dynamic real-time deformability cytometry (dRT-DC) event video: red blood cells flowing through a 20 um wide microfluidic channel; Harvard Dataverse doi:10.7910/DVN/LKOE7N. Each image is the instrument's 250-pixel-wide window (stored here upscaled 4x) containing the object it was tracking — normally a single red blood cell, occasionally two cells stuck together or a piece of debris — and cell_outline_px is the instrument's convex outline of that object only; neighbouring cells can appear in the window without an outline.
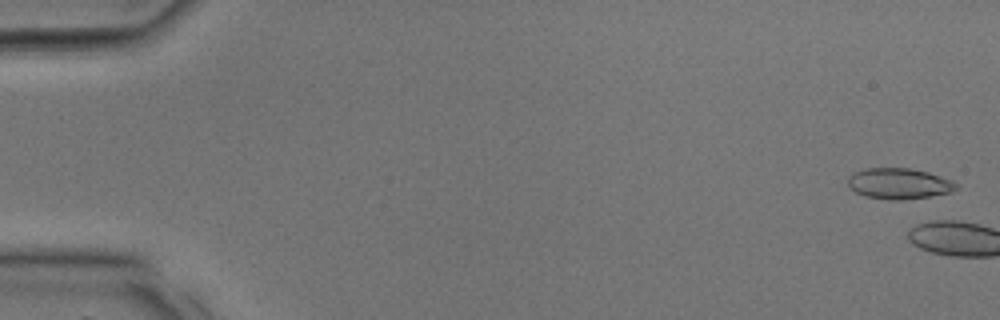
{"species": "common noctule bat (a hibernating species)", "species_latin": "Nyctalus noctula", "temperature_condition": "room temperature", "stored_images_in_passage": 3, "camera_frame_rate_fps": 3000, "um_per_image_px": 0.085, "animal": {"sex": "male", "body_mass_g": 17.9, "forearm_length_mm": 54.2}, "frame": {"image": 1, "passage_image": 1, "time_ms": 0.0, "image_size_px": [1000, 320], "cell_outline_px": [[960, 188], [952, 192], [904, 200], [888, 200], [864, 196], [856, 192], [848, 184], [848, 176], [852, 172], [864, 168], [908, 168], [928, 172], [952, 180], [960, 184]], "centroid_in_image_um": [76.43, 15.6], "position_along_channel_um": 8.6, "area_um2": 19.71}}